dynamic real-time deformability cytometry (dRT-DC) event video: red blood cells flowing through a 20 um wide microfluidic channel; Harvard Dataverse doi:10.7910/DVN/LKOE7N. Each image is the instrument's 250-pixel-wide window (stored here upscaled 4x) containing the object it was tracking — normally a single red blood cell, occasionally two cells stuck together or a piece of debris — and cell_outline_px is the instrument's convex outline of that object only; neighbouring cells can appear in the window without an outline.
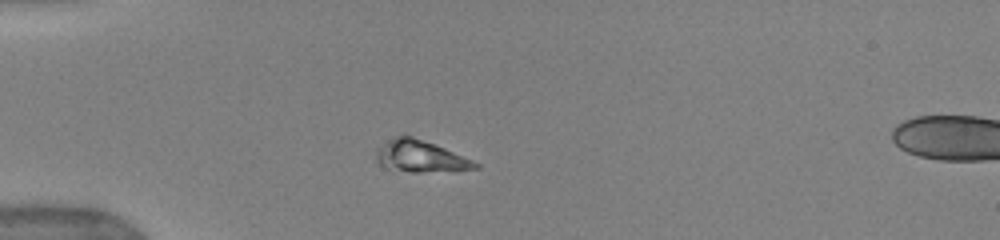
{"species": "human", "species_latin": "Homo sapiens", "temperature_condition": "warm", "stored_images_in_passage": 39, "camera_frame_rate_fps": 3000, "um_per_image_px": 0.085, "donor": {"sex": "female"}, "frame": {"image": 1, "passage_image": 1, "time_ms": 0.0, "image_size_px": [1000, 240], "cell_outline_px": [[480, 168], [420, 172], [412, 172], [384, 168], [376, 160], [376, 148], [388, 140], [396, 136], [412, 136], [444, 148], [472, 160], [480, 164]], "centroid_in_image_um": [35.68, 13.29], "position_along_channel_um": 49.3, "area_um2": 17.98}}
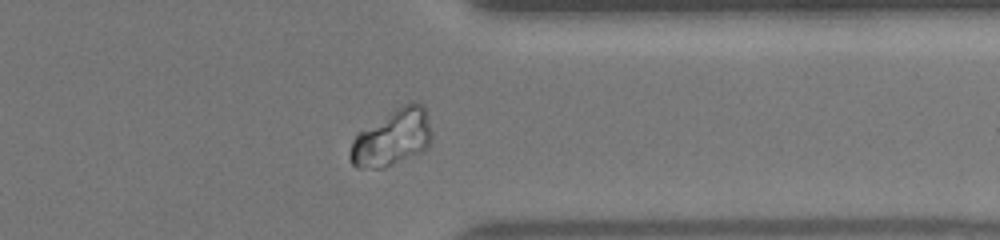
{"frame": {"image": 2, "passage_image": 29, "time_ms": 9.333, "image_size_px": [1000, 240], "cell_outline_px": [[432, 140], [424, 152], [384, 168], [360, 168], [352, 164], [348, 156], [348, 152], [352, 140], [356, 132], [396, 108], [412, 100], [424, 104], [432, 132]], "centroid_in_image_um": [33.34, 11.7], "position_along_channel_um": 378.1, "area_um2": 27.51}}
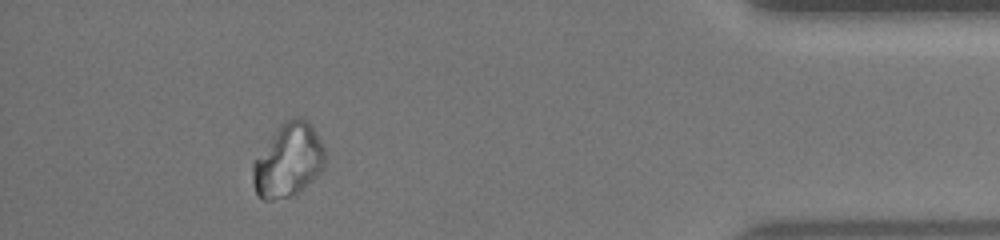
{"frame": {"image": 3, "passage_image": 35, "time_ms": 11.333, "image_size_px": [1000, 240], "cell_outline_px": [[324, 168], [316, 176], [292, 196], [272, 200], [264, 200], [256, 196], [252, 180], [252, 164], [272, 136], [288, 120], [296, 116], [300, 116], [308, 120], [324, 148]], "centroid_in_image_um": [24.48, 13.67], "position_along_channel_um": 410.7, "area_um2": 30.29}}